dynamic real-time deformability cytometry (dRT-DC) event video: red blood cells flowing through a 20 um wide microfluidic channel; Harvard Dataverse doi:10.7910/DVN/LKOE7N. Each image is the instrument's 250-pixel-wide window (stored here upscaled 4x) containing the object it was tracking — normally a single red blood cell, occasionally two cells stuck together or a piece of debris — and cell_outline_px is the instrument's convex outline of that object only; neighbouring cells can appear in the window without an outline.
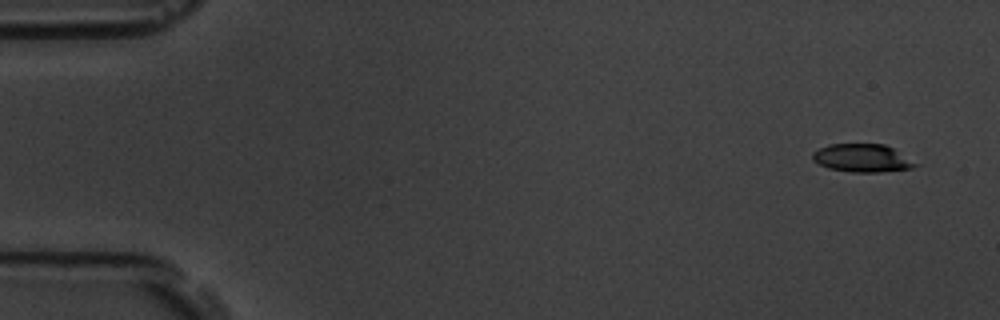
{"species": "common noctule bat (a hibernating species)", "species_latin": "Nyctalus noctula", "temperature_condition": "room temperature", "stored_images_in_passage": 4, "camera_frame_rate_fps": 3000, "um_per_image_px": 0.085, "animal": {"sex": "male", "body_mass_g": 19.5, "forearm_length_mm": 54.6}, "frame": {"image": 1, "passage_image": 1, "time_ms": 0.0, "image_size_px": [1000, 320], "cell_outline_px": [[920, 164], [912, 168], [880, 172], [852, 172], [828, 168], [812, 160], [812, 152], [828, 144], [884, 144], [892, 148]], "centroid_in_image_um": [73.28, 13.44], "position_along_channel_um": 11.7, "area_um2": 16.76}}